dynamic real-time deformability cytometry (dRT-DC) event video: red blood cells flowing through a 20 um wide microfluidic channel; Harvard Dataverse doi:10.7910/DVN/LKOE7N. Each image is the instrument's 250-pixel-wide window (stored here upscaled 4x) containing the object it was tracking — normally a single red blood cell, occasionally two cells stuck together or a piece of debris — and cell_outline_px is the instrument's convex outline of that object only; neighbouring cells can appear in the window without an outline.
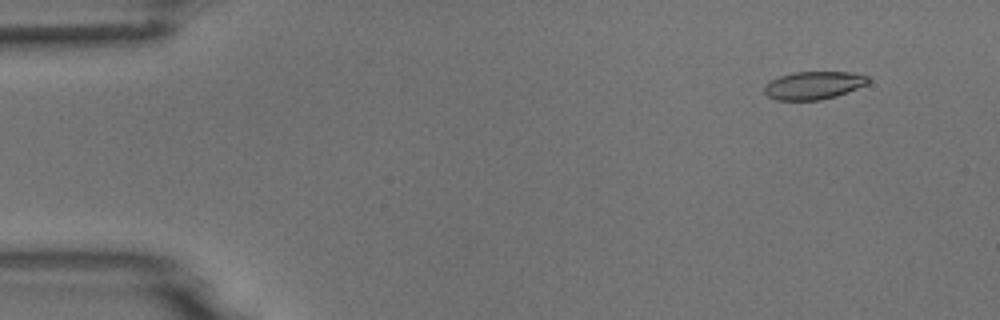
{"species": "common noctule bat (a hibernating species)", "species_latin": "Nyctalus noctula", "temperature_condition": "room temperature", "stored_images_in_passage": 7, "camera_frame_rate_fps": 3000, "um_per_image_px": 0.085, "animal": {"sex": "male", "body_mass_g": 18.8}, "frame": {"image": 1, "passage_image": 2, "time_ms": 1.333, "image_size_px": [1000, 320], "cell_outline_px": [[868, 84], [836, 96], [820, 100], [776, 100], [768, 96], [764, 92], [764, 84], [780, 76], [792, 72], [852, 72], [868, 76]], "centroid_in_image_um": [69.14, 7.25], "position_along_channel_um": 15.9, "area_um2": 16.88}}
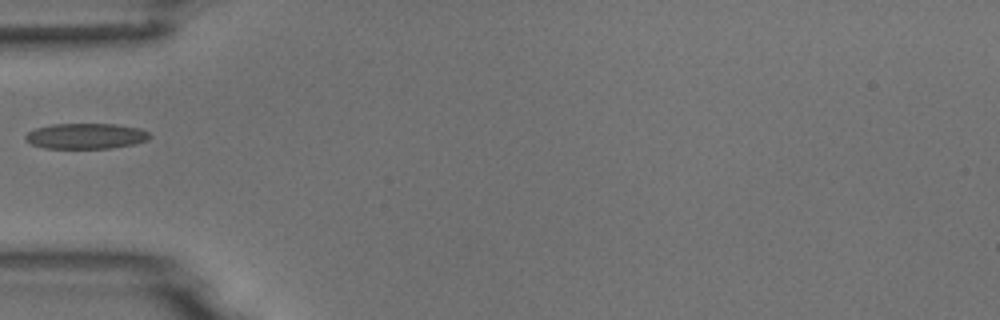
{"frame": {"image": 2, "passage_image": 5, "time_ms": 5.667, "image_size_px": [1000, 320], "cell_outline_px": [[152, 136], [148, 140], [136, 144], [108, 148], [44, 148], [32, 144], [24, 136], [28, 132], [36, 128], [52, 124], [116, 124], [140, 128], [148, 132]], "centroid_in_image_um": [7.34, 11.56], "position_along_channel_um": 77.7, "area_um2": 18.5}}